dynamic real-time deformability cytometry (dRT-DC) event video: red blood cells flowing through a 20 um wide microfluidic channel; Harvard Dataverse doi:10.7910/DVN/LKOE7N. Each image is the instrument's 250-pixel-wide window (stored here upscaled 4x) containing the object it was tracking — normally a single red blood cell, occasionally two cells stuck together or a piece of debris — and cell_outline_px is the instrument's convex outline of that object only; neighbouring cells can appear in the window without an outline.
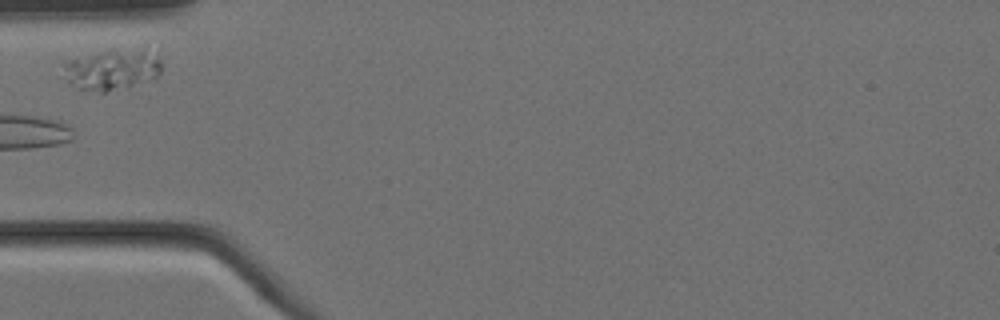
{"species": "Egyptian fruit bat (a non-hibernating species)", "species_latin": "Rousettus aegyptiacus", "temperature_condition": "cold", "stored_images_in_passage": 5, "camera_frame_rate_fps": 3000, "um_per_image_px": 0.085, "animal": {"sex": "female"}, "frame": {"image": 1, "passage_image": 4, "time_ms": 1.0, "image_size_px": [1000, 320], "cell_outline_px": [[164, 68], [156, 76], [132, 84], [104, 92], [100, 92], [76, 88], [68, 80], [64, 60], [108, 48], [144, 44], [160, 56]], "centroid_in_image_um": [9.63, 5.77], "position_along_channel_um": 75.4, "area_um2": 24.28}}